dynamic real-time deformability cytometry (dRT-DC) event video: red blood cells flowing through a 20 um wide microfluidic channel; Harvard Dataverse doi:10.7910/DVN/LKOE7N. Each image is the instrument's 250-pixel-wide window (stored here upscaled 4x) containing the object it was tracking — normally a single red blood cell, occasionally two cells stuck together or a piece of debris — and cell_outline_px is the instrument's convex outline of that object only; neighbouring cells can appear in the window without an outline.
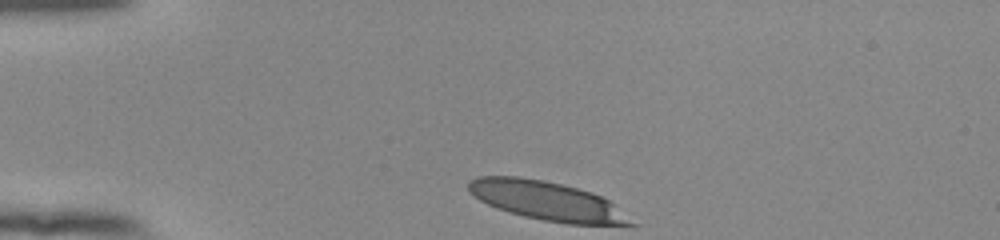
{"species": "human", "species_latin": "Homo sapiens", "temperature_condition": "room temperature", "stored_images_in_passage": 34, "camera_frame_rate_fps": 3000, "um_per_image_px": 0.085, "donor": {"sex": "female"}, "frame": {"image": 1, "passage_image": 1, "time_ms": 0.0, "image_size_px": [1000, 240], "cell_outline_px": [[640, 224], [564, 224], [524, 216], [508, 212], [496, 208], [480, 200], [468, 192], [468, 180], [480, 176], [520, 176], [544, 180], [592, 192], [608, 200]], "centroid_in_image_um": [46.46, 17.07], "position_along_channel_um": 38.5, "area_um2": 36.76}}
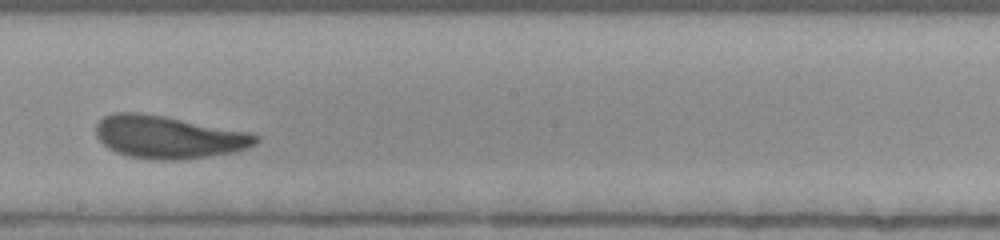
{"frame": {"image": 2, "passage_image": 20, "time_ms": 6.333, "image_size_px": [1000, 240], "cell_outline_px": [[260, 140], [256, 144], [248, 148], [236, 152], [208, 156], [172, 160], [160, 160], [128, 156], [116, 152], [108, 148], [96, 136], [96, 124], [104, 116], [112, 112], [136, 112], [164, 116], [248, 132], [260, 136]], "centroid_in_image_um": [14.32, 11.65], "position_along_channel_um": 233.9, "area_um2": 39.65}}
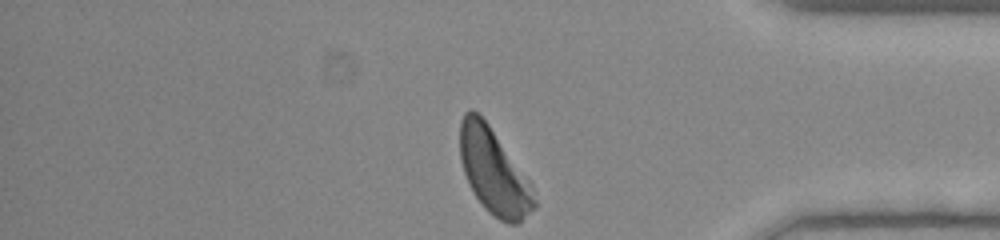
{"frame": {"image": 3, "passage_image": 34, "time_ms": 11.0, "image_size_px": [1000, 240], "cell_outline_px": [[536, 208], [520, 224], [508, 224], [500, 220], [488, 212], [484, 208], [468, 184], [460, 160], [460, 120], [464, 112], [468, 108], [472, 108], [488, 124], [532, 184], [536, 200]], "centroid_in_image_um": [41.98, 14.61], "position_along_channel_um": 393.2, "area_um2": 37.05}, "authors_computed_cell_mechanics": {"area_um2": 38.3792, "velocity_mm_per_s": 3.8355, "shape_relaxation_time_tau1_ms": 3.9983, "shape_relaxation_time_tau2_ms": 1.0955, "deformation_change_tau1": 0.1772, "deformation_change_tau2": 0.0945}}